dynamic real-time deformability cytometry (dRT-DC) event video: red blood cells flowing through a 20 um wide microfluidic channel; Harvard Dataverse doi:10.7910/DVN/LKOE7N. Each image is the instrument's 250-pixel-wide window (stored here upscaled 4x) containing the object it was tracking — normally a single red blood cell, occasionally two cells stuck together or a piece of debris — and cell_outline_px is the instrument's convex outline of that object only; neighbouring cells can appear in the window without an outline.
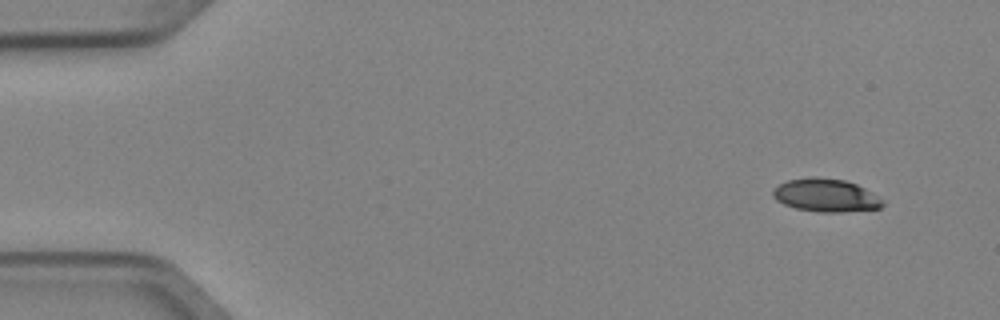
{"species": "Egyptian fruit bat (a non-hibernating species)", "species_latin": "Rousettus aegyptiacus", "temperature_condition": "cold", "stored_images_in_passage": 4, "camera_frame_rate_fps": 3000, "um_per_image_px": 0.085, "animal": {"sex": "female"}, "frame": {"image": 1, "passage_image": 1, "time_ms": 0.0, "image_size_px": [1000, 320], "cell_outline_px": [[884, 204], [880, 208], [840, 212], [820, 212], [796, 208], [784, 204], [776, 200], [772, 196], [772, 192], [780, 184], [788, 180], [812, 176], [816, 176], [844, 180], [856, 184], [880, 196], [884, 200]], "centroid_in_image_um": [70.22, 16.59], "position_along_channel_um": 14.8, "area_um2": 21.15}}
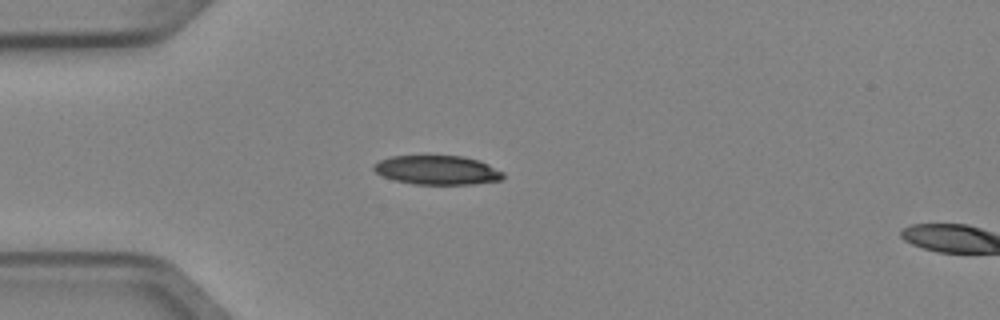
{"frame": {"image": 2, "passage_image": 3, "time_ms": 0.667, "image_size_px": [1000, 320], "cell_outline_px": [[504, 180], [472, 184], [412, 184], [396, 180], [384, 176], [376, 172], [372, 168], [372, 164], [380, 160], [392, 156], [464, 156], [480, 160], [504, 172]], "centroid_in_image_um": [37.2, 14.45], "position_along_channel_um": 47.8, "area_um2": 22.02}}